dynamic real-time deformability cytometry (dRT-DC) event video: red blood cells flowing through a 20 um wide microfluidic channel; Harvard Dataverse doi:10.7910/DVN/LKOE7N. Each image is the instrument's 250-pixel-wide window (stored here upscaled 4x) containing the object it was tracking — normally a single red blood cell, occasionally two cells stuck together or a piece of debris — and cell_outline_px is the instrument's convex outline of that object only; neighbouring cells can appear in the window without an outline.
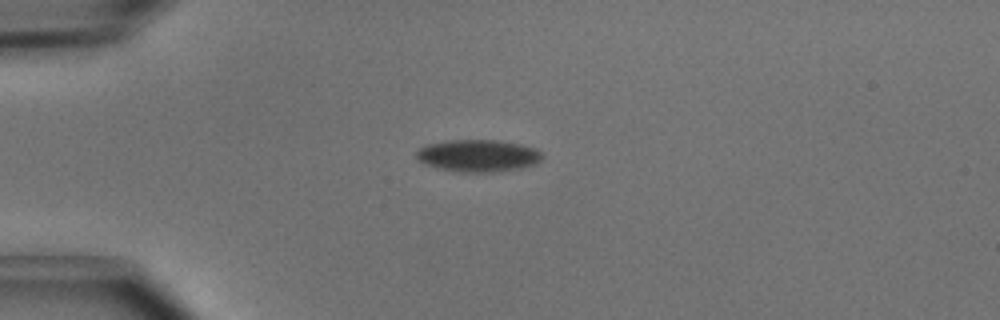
{"species": "common noctule bat (a hibernating species)", "species_latin": "Nyctalus noctula", "temperature_condition": "cold", "stored_images_in_passage": 4, "camera_frame_rate_fps": 3000, "um_per_image_px": 0.085, "animal": {"sex": "male", "body_mass_g": 15.6}, "frame": {"image": 1, "passage_image": 3, "time_ms": 0.667, "image_size_px": [1000, 320], "cell_outline_px": [[544, 156], [536, 164], [520, 168], [500, 172], [456, 172], [440, 168], [428, 164], [420, 160], [416, 156], [416, 152], [420, 148], [428, 144], [448, 140], [500, 140], [520, 144], [536, 148]], "centroid_in_image_um": [40.69, 13.23], "position_along_channel_um": 44.3, "area_um2": 23.58}}